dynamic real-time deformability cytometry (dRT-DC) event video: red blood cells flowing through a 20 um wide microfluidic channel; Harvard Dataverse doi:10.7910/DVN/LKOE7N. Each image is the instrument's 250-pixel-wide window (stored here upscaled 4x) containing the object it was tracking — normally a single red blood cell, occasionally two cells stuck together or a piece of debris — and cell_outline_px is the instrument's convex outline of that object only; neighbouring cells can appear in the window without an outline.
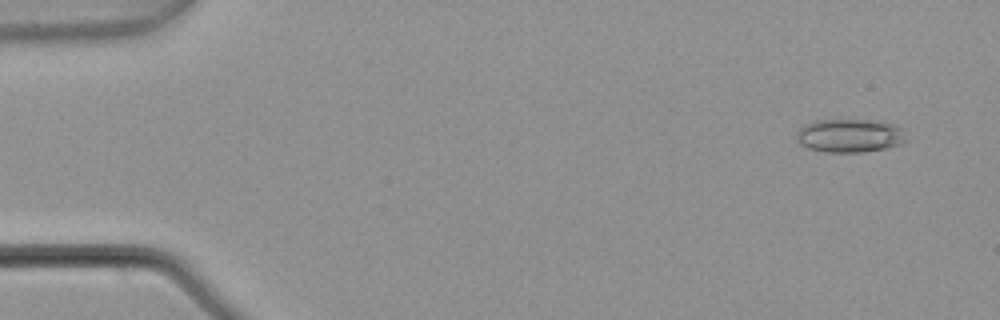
{"species": "common noctule bat (a hibernating species)", "species_latin": "Nyctalus noctula", "temperature_condition": "warm", "stored_images_in_passage": 6, "camera_frame_rate_fps": 3000, "um_per_image_px": 0.085, "animal": {"sex": "male", "body_mass_g": 21.5, "forearm_length_mm": 52.0}, "frame": {"image": 1, "passage_image": 1, "time_ms": 0.0, "image_size_px": [1000, 320], "cell_outline_px": [[908, 140], [900, 144], [888, 148], [864, 152], [824, 152], [808, 148], [800, 144], [796, 140], [796, 132], [804, 124], [816, 120], [868, 120], [892, 124], [900, 128]], "centroid_in_image_um": [72.19, 11.54], "position_along_channel_um": 12.8, "area_um2": 21.44}}
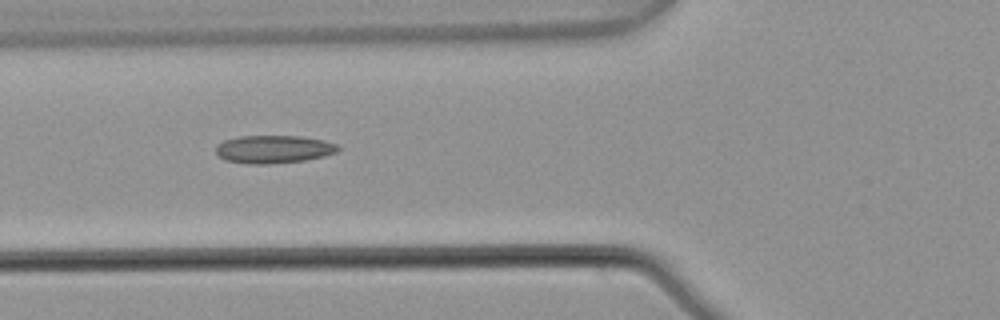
{"frame": {"image": 2, "passage_image": 5, "time_ms": 1.333, "image_size_px": [1000, 320], "cell_outline_px": [[340, 148], [336, 152], [324, 156], [304, 160], [268, 164], [256, 164], [224, 160], [216, 152], [216, 144], [224, 140], [240, 136], [300, 136], [324, 140], [336, 144]], "centroid_in_image_um": [23.25, 12.67], "position_along_channel_um": 102.6, "area_um2": 19.77}}
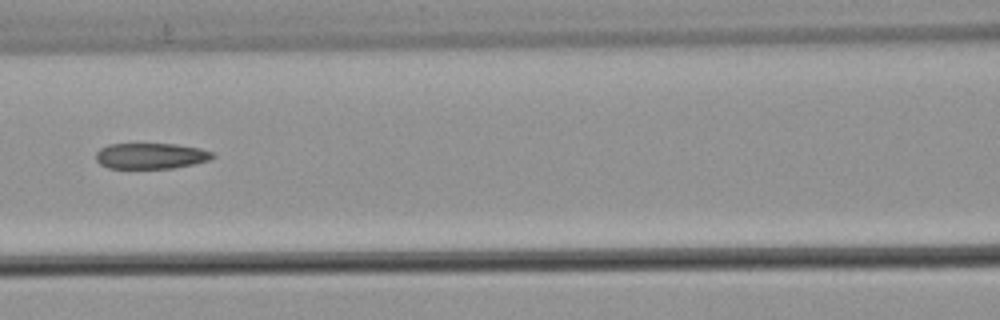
{"frame": {"image": 3, "passage_image": 6, "time_ms": 1.667, "image_size_px": [1000, 320], "cell_outline_px": [[216, 156], [208, 160], [192, 164], [172, 168], [108, 168], [100, 164], [96, 160], [96, 152], [100, 148], [108, 144], [176, 144], [200, 148], [212, 152]], "centroid_in_image_um": [12.8, 13.25], "position_along_channel_um": 153.8, "area_um2": 17.51}}